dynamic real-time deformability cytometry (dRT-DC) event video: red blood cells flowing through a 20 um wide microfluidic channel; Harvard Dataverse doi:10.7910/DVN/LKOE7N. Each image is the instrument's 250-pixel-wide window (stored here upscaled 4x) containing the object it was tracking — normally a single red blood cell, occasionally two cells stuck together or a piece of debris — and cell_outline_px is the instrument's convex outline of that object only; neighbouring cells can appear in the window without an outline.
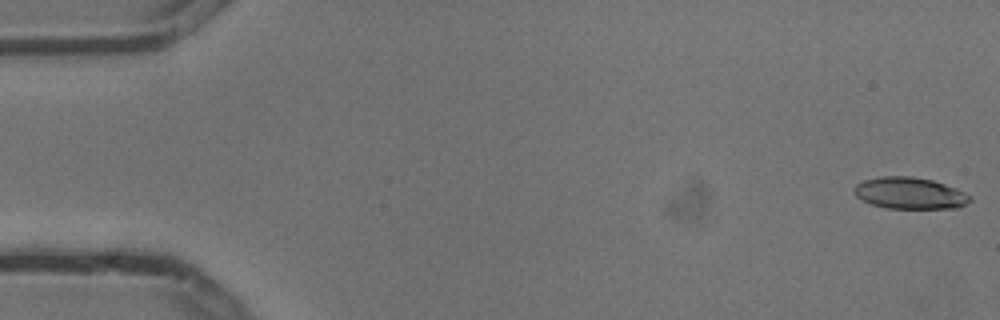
{"species": "common noctule bat (a hibernating species)", "species_latin": "Nyctalus noctula", "temperature_condition": "cold", "stored_images_in_passage": 4, "camera_frame_rate_fps": 3000, "um_per_image_px": 0.085, "animal": {"sex": "male", "body_mass_g": 13.3}, "frame": {"image": 1, "passage_image": 1, "time_ms": 0.0, "image_size_px": [1000, 320], "cell_outline_px": [[972, 200], [956, 208], [888, 208], [872, 204], [856, 196], [856, 184], [864, 180], [880, 176], [912, 176], [932, 180], [956, 188], [972, 196]], "centroid_in_image_um": [77.37, 16.41], "position_along_channel_um": 7.6, "area_um2": 21.1}}